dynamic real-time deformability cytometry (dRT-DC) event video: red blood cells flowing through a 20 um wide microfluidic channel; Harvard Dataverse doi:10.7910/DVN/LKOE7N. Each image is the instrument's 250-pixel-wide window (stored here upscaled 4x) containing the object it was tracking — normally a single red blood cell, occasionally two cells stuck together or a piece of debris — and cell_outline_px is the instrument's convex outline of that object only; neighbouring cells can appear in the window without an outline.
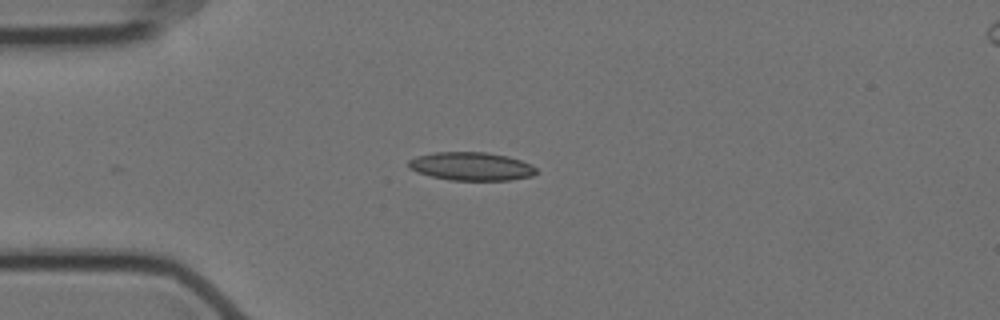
{"species": "Egyptian fruit bat (a non-hibernating species)", "species_latin": "Rousettus aegyptiacus", "temperature_condition": "cold", "stored_images_in_passage": 8, "camera_frame_rate_fps": 3000, "um_per_image_px": 0.085, "animal": {"sex": "female"}, "frame": {"image": 1, "passage_image": 1, "time_ms": 0.0, "image_size_px": [1000, 320], "cell_outline_px": [[536, 172], [532, 176], [508, 180], [452, 180], [432, 176], [416, 172], [408, 168], [408, 160], [416, 156], [432, 152], [488, 152], [508, 156], [520, 160], [536, 168]], "centroid_in_image_um": [40.01, 14.13], "position_along_channel_um": 45.0, "area_um2": 21.04}}
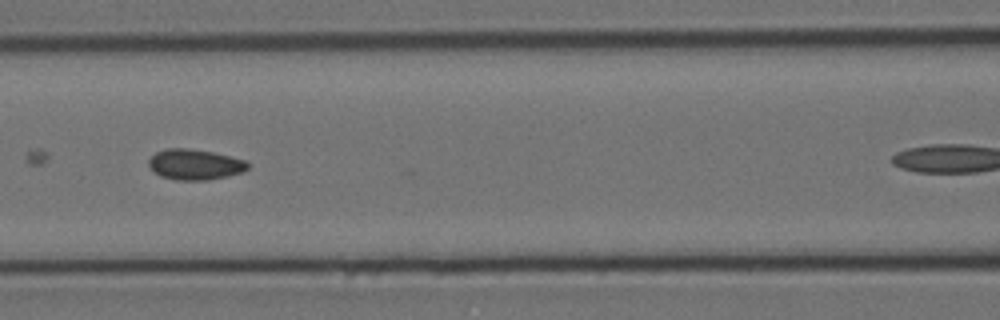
{"frame": {"image": 2, "passage_image": 6, "time_ms": 1.667, "image_size_px": [1000, 320], "cell_outline_px": [[248, 168], [244, 172], [228, 176], [208, 180], [176, 180], [160, 176], [148, 164], [148, 160], [156, 152], [168, 148], [188, 148], [212, 152], [244, 160], [248, 164]], "centroid_in_image_um": [16.56, 13.99], "position_along_channel_um": 150.0, "area_um2": 17.51}}